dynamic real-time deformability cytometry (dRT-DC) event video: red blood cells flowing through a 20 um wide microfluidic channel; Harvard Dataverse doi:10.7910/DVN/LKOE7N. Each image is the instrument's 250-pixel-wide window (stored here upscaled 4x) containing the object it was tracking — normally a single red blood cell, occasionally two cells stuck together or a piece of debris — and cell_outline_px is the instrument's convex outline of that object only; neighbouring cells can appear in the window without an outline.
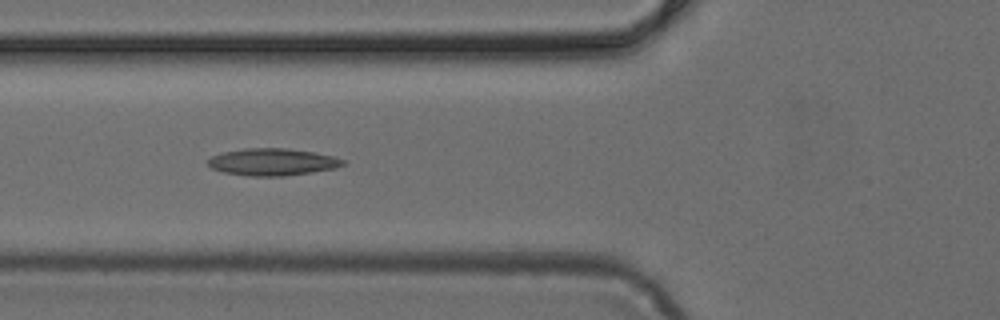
{"species": "common noctule bat (a hibernating species)", "species_latin": "Nyctalus noctula", "temperature_condition": "cold", "stored_images_in_passage": 7, "camera_frame_rate_fps": 3000, "um_per_image_px": 0.085, "animal": {"sex": "female", "body_mass_g": 24.6, "forearm_length_mm": 56.2}, "frame": {"image": 1, "passage_image": 5, "time_ms": 1.333, "image_size_px": [1000, 320], "cell_outline_px": [[348, 164], [336, 168], [312, 172], [284, 176], [248, 176], [224, 172], [212, 168], [208, 164], [208, 160], [212, 156], [224, 152], [244, 148], [288, 148], [312, 152], [332, 156], [348, 160]], "centroid_in_image_um": [23.22, 13.77], "position_along_channel_um": 102.6, "area_um2": 21.39}}
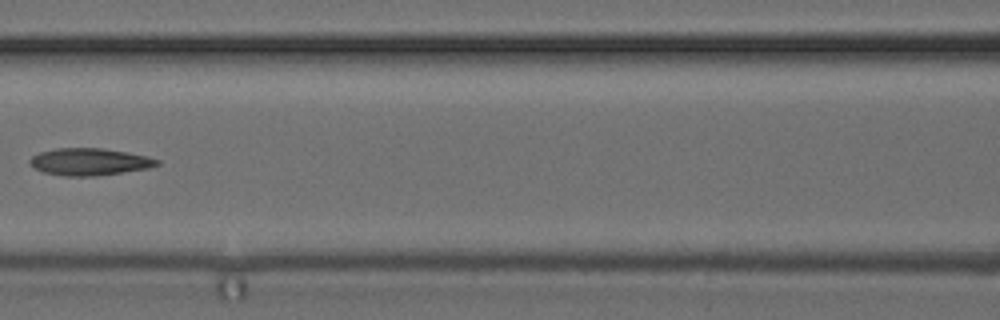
{"frame": {"image": 2, "passage_image": 6, "time_ms": 1.667, "image_size_px": [1000, 320], "cell_outline_px": [[160, 164], [148, 168], [96, 176], [64, 176], [44, 172], [32, 168], [28, 164], [28, 160], [32, 156], [40, 152], [56, 148], [100, 148], [128, 152], [148, 156], [160, 160]], "centroid_in_image_um": [7.58, 13.75], "position_along_channel_um": 159.0, "area_um2": 20.23}}
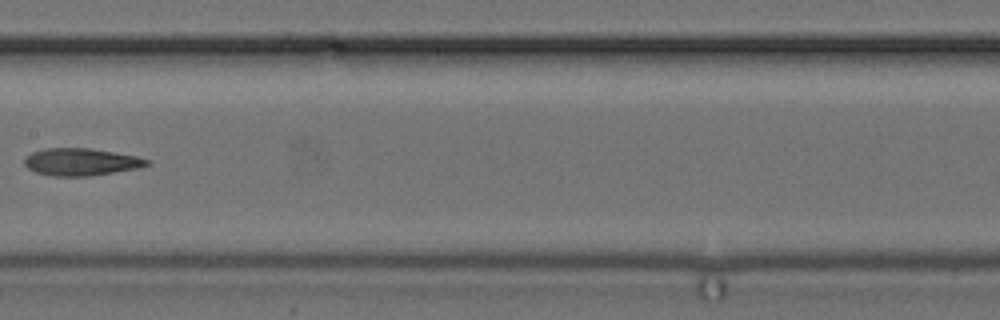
{"frame": {"image": 3, "passage_image": 7, "time_ms": 2.0, "image_size_px": [1000, 320], "cell_outline_px": [[152, 164], [140, 168], [88, 176], [52, 176], [36, 172], [28, 168], [24, 164], [24, 160], [32, 152], [44, 148], [92, 148], [136, 156], [152, 160]], "centroid_in_image_um": [6.94, 13.76], "position_along_channel_um": 200.5, "area_um2": 19.59}}